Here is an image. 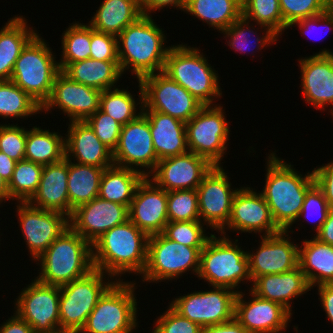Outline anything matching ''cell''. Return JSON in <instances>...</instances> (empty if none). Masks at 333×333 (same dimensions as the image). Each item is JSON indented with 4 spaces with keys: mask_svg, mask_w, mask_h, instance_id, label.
Instances as JSON below:
<instances>
[{
    "mask_svg": "<svg viewBox=\"0 0 333 333\" xmlns=\"http://www.w3.org/2000/svg\"><path fill=\"white\" fill-rule=\"evenodd\" d=\"M276 152L272 150L266 154L265 184L259 192L266 200L276 226L293 234L292 227L300 215L307 190L315 183L314 173L312 169L301 174Z\"/></svg>",
    "mask_w": 333,
    "mask_h": 333,
    "instance_id": "6da1fadb",
    "label": "cell"
},
{
    "mask_svg": "<svg viewBox=\"0 0 333 333\" xmlns=\"http://www.w3.org/2000/svg\"><path fill=\"white\" fill-rule=\"evenodd\" d=\"M165 30L152 16L142 15L117 36L118 60L122 74L127 71L133 79L162 72L172 47ZM134 74V75H133Z\"/></svg>",
    "mask_w": 333,
    "mask_h": 333,
    "instance_id": "7a4b0ae2",
    "label": "cell"
},
{
    "mask_svg": "<svg viewBox=\"0 0 333 333\" xmlns=\"http://www.w3.org/2000/svg\"><path fill=\"white\" fill-rule=\"evenodd\" d=\"M148 238L129 219L116 225L92 244L94 269L112 276L116 281L125 280L126 274L140 277L147 262Z\"/></svg>",
    "mask_w": 333,
    "mask_h": 333,
    "instance_id": "3957f363",
    "label": "cell"
},
{
    "mask_svg": "<svg viewBox=\"0 0 333 333\" xmlns=\"http://www.w3.org/2000/svg\"><path fill=\"white\" fill-rule=\"evenodd\" d=\"M35 262L39 266L35 279L43 284L60 287L82 278L94 269L92 245L69 227Z\"/></svg>",
    "mask_w": 333,
    "mask_h": 333,
    "instance_id": "277c9868",
    "label": "cell"
},
{
    "mask_svg": "<svg viewBox=\"0 0 333 333\" xmlns=\"http://www.w3.org/2000/svg\"><path fill=\"white\" fill-rule=\"evenodd\" d=\"M203 50L188 44L170 48L163 73L184 87L203 105H217L223 95L218 71L209 63Z\"/></svg>",
    "mask_w": 333,
    "mask_h": 333,
    "instance_id": "5b68a950",
    "label": "cell"
},
{
    "mask_svg": "<svg viewBox=\"0 0 333 333\" xmlns=\"http://www.w3.org/2000/svg\"><path fill=\"white\" fill-rule=\"evenodd\" d=\"M229 237L222 234L217 237L214 232L201 250L197 277L207 282L208 287H225L238 293L241 283L249 282L251 287L252 280L247 250L241 246L239 239Z\"/></svg>",
    "mask_w": 333,
    "mask_h": 333,
    "instance_id": "8992f818",
    "label": "cell"
},
{
    "mask_svg": "<svg viewBox=\"0 0 333 333\" xmlns=\"http://www.w3.org/2000/svg\"><path fill=\"white\" fill-rule=\"evenodd\" d=\"M136 284L133 280L116 281L98 300L79 333L135 332L140 327Z\"/></svg>",
    "mask_w": 333,
    "mask_h": 333,
    "instance_id": "52a82bcc",
    "label": "cell"
},
{
    "mask_svg": "<svg viewBox=\"0 0 333 333\" xmlns=\"http://www.w3.org/2000/svg\"><path fill=\"white\" fill-rule=\"evenodd\" d=\"M52 50L38 32L22 49L10 79L41 106L50 98L55 78L61 71Z\"/></svg>",
    "mask_w": 333,
    "mask_h": 333,
    "instance_id": "ba28073f",
    "label": "cell"
},
{
    "mask_svg": "<svg viewBox=\"0 0 333 333\" xmlns=\"http://www.w3.org/2000/svg\"><path fill=\"white\" fill-rule=\"evenodd\" d=\"M203 247H189L166 238L162 233L150 235L147 243V262L140 280L146 283H166L182 275L197 277ZM189 271H191L189 273Z\"/></svg>",
    "mask_w": 333,
    "mask_h": 333,
    "instance_id": "9c48e42d",
    "label": "cell"
},
{
    "mask_svg": "<svg viewBox=\"0 0 333 333\" xmlns=\"http://www.w3.org/2000/svg\"><path fill=\"white\" fill-rule=\"evenodd\" d=\"M115 282L112 276L93 269L82 278L60 286V332L79 333L98 300Z\"/></svg>",
    "mask_w": 333,
    "mask_h": 333,
    "instance_id": "30bf717a",
    "label": "cell"
},
{
    "mask_svg": "<svg viewBox=\"0 0 333 333\" xmlns=\"http://www.w3.org/2000/svg\"><path fill=\"white\" fill-rule=\"evenodd\" d=\"M226 117L221 103L204 105L186 123L188 150L206 158L213 166H222L221 162L228 153V141L232 133Z\"/></svg>",
    "mask_w": 333,
    "mask_h": 333,
    "instance_id": "8fae6325",
    "label": "cell"
},
{
    "mask_svg": "<svg viewBox=\"0 0 333 333\" xmlns=\"http://www.w3.org/2000/svg\"><path fill=\"white\" fill-rule=\"evenodd\" d=\"M143 111H158L187 123L204 106L165 73L142 77Z\"/></svg>",
    "mask_w": 333,
    "mask_h": 333,
    "instance_id": "7c38bea8",
    "label": "cell"
},
{
    "mask_svg": "<svg viewBox=\"0 0 333 333\" xmlns=\"http://www.w3.org/2000/svg\"><path fill=\"white\" fill-rule=\"evenodd\" d=\"M237 291L212 287L172 298L170 304L178 313L201 328L229 322L234 319Z\"/></svg>",
    "mask_w": 333,
    "mask_h": 333,
    "instance_id": "4fadbf2b",
    "label": "cell"
},
{
    "mask_svg": "<svg viewBox=\"0 0 333 333\" xmlns=\"http://www.w3.org/2000/svg\"><path fill=\"white\" fill-rule=\"evenodd\" d=\"M22 288L14 299L16 312L33 329L34 333L60 332V287L47 285L35 278Z\"/></svg>",
    "mask_w": 333,
    "mask_h": 333,
    "instance_id": "5bb4252c",
    "label": "cell"
},
{
    "mask_svg": "<svg viewBox=\"0 0 333 333\" xmlns=\"http://www.w3.org/2000/svg\"><path fill=\"white\" fill-rule=\"evenodd\" d=\"M18 228L28 253L35 261L51 243L70 227L69 216L52 210L37 208L28 202H15Z\"/></svg>",
    "mask_w": 333,
    "mask_h": 333,
    "instance_id": "9a60e30c",
    "label": "cell"
},
{
    "mask_svg": "<svg viewBox=\"0 0 333 333\" xmlns=\"http://www.w3.org/2000/svg\"><path fill=\"white\" fill-rule=\"evenodd\" d=\"M229 230L238 235L240 232L253 235L255 233L256 236L259 235L258 238L281 232L262 194L255 188L244 185L235 193L228 223L218 232V235L227 236Z\"/></svg>",
    "mask_w": 333,
    "mask_h": 333,
    "instance_id": "2e32d148",
    "label": "cell"
},
{
    "mask_svg": "<svg viewBox=\"0 0 333 333\" xmlns=\"http://www.w3.org/2000/svg\"><path fill=\"white\" fill-rule=\"evenodd\" d=\"M149 121L144 113L121 127L119 142L113 151L114 165L130 168L148 177L158 163Z\"/></svg>",
    "mask_w": 333,
    "mask_h": 333,
    "instance_id": "e0dca14e",
    "label": "cell"
},
{
    "mask_svg": "<svg viewBox=\"0 0 333 333\" xmlns=\"http://www.w3.org/2000/svg\"><path fill=\"white\" fill-rule=\"evenodd\" d=\"M222 166H213L196 189L200 221L218 233L230 218L232 201L239 188H234L228 171Z\"/></svg>",
    "mask_w": 333,
    "mask_h": 333,
    "instance_id": "ac0fdd59",
    "label": "cell"
},
{
    "mask_svg": "<svg viewBox=\"0 0 333 333\" xmlns=\"http://www.w3.org/2000/svg\"><path fill=\"white\" fill-rule=\"evenodd\" d=\"M300 68L302 97L316 110L327 111L333 118V51L322 49L297 59ZM332 107V108H331ZM327 108V109H326Z\"/></svg>",
    "mask_w": 333,
    "mask_h": 333,
    "instance_id": "d6986e66",
    "label": "cell"
},
{
    "mask_svg": "<svg viewBox=\"0 0 333 333\" xmlns=\"http://www.w3.org/2000/svg\"><path fill=\"white\" fill-rule=\"evenodd\" d=\"M101 92L75 82L60 71L55 78L51 96L42 106L40 115L43 112L48 115L52 110L59 109L69 122L86 121L99 109Z\"/></svg>",
    "mask_w": 333,
    "mask_h": 333,
    "instance_id": "ffe728a7",
    "label": "cell"
},
{
    "mask_svg": "<svg viewBox=\"0 0 333 333\" xmlns=\"http://www.w3.org/2000/svg\"><path fill=\"white\" fill-rule=\"evenodd\" d=\"M288 231L270 236H260L254 251H247L251 280L267 275L280 274L298 267L299 244L292 240Z\"/></svg>",
    "mask_w": 333,
    "mask_h": 333,
    "instance_id": "44dd1931",
    "label": "cell"
},
{
    "mask_svg": "<svg viewBox=\"0 0 333 333\" xmlns=\"http://www.w3.org/2000/svg\"><path fill=\"white\" fill-rule=\"evenodd\" d=\"M243 291L237 293L234 318L249 333H285L287 331L293 315L286 308L261 298L250 290H246L249 291V295Z\"/></svg>",
    "mask_w": 333,
    "mask_h": 333,
    "instance_id": "7402d4cb",
    "label": "cell"
},
{
    "mask_svg": "<svg viewBox=\"0 0 333 333\" xmlns=\"http://www.w3.org/2000/svg\"><path fill=\"white\" fill-rule=\"evenodd\" d=\"M212 167L206 158L188 151L159 160L148 178L167 192L196 190Z\"/></svg>",
    "mask_w": 333,
    "mask_h": 333,
    "instance_id": "603a6c76",
    "label": "cell"
},
{
    "mask_svg": "<svg viewBox=\"0 0 333 333\" xmlns=\"http://www.w3.org/2000/svg\"><path fill=\"white\" fill-rule=\"evenodd\" d=\"M129 219V207L96 197L73 210L70 227L91 245L106 231Z\"/></svg>",
    "mask_w": 333,
    "mask_h": 333,
    "instance_id": "cb8c5ba5",
    "label": "cell"
},
{
    "mask_svg": "<svg viewBox=\"0 0 333 333\" xmlns=\"http://www.w3.org/2000/svg\"><path fill=\"white\" fill-rule=\"evenodd\" d=\"M167 191L145 177L129 207V220L148 236L162 233L169 222Z\"/></svg>",
    "mask_w": 333,
    "mask_h": 333,
    "instance_id": "d4e9b609",
    "label": "cell"
},
{
    "mask_svg": "<svg viewBox=\"0 0 333 333\" xmlns=\"http://www.w3.org/2000/svg\"><path fill=\"white\" fill-rule=\"evenodd\" d=\"M65 135V157L82 165L108 168L114 165L113 152L95 135L86 121H72Z\"/></svg>",
    "mask_w": 333,
    "mask_h": 333,
    "instance_id": "484cf974",
    "label": "cell"
},
{
    "mask_svg": "<svg viewBox=\"0 0 333 333\" xmlns=\"http://www.w3.org/2000/svg\"><path fill=\"white\" fill-rule=\"evenodd\" d=\"M248 289L261 298L282 305L293 315L294 302L292 300L301 298L312 288L298 266L288 272L257 277Z\"/></svg>",
    "mask_w": 333,
    "mask_h": 333,
    "instance_id": "4316f807",
    "label": "cell"
},
{
    "mask_svg": "<svg viewBox=\"0 0 333 333\" xmlns=\"http://www.w3.org/2000/svg\"><path fill=\"white\" fill-rule=\"evenodd\" d=\"M68 169L69 160L66 157L60 162L43 166L38 189L28 203L69 216Z\"/></svg>",
    "mask_w": 333,
    "mask_h": 333,
    "instance_id": "83f0119b",
    "label": "cell"
},
{
    "mask_svg": "<svg viewBox=\"0 0 333 333\" xmlns=\"http://www.w3.org/2000/svg\"><path fill=\"white\" fill-rule=\"evenodd\" d=\"M146 115L154 150L158 160L188 152L186 123L158 111H143Z\"/></svg>",
    "mask_w": 333,
    "mask_h": 333,
    "instance_id": "f1b7e54d",
    "label": "cell"
},
{
    "mask_svg": "<svg viewBox=\"0 0 333 333\" xmlns=\"http://www.w3.org/2000/svg\"><path fill=\"white\" fill-rule=\"evenodd\" d=\"M19 15V16H18ZM21 14L8 18L0 28V80H10L22 49L38 33Z\"/></svg>",
    "mask_w": 333,
    "mask_h": 333,
    "instance_id": "f546056e",
    "label": "cell"
},
{
    "mask_svg": "<svg viewBox=\"0 0 333 333\" xmlns=\"http://www.w3.org/2000/svg\"><path fill=\"white\" fill-rule=\"evenodd\" d=\"M304 239L300 246L298 266L311 288L333 283V246L314 236ZM314 287V288H313Z\"/></svg>",
    "mask_w": 333,
    "mask_h": 333,
    "instance_id": "4dcf8cb0",
    "label": "cell"
},
{
    "mask_svg": "<svg viewBox=\"0 0 333 333\" xmlns=\"http://www.w3.org/2000/svg\"><path fill=\"white\" fill-rule=\"evenodd\" d=\"M88 24L98 32L118 36L142 11L140 0H102Z\"/></svg>",
    "mask_w": 333,
    "mask_h": 333,
    "instance_id": "1f68e13d",
    "label": "cell"
},
{
    "mask_svg": "<svg viewBox=\"0 0 333 333\" xmlns=\"http://www.w3.org/2000/svg\"><path fill=\"white\" fill-rule=\"evenodd\" d=\"M63 72L77 83L104 91L118 87L122 76L119 61H100L91 58L70 63Z\"/></svg>",
    "mask_w": 333,
    "mask_h": 333,
    "instance_id": "d6a6232c",
    "label": "cell"
},
{
    "mask_svg": "<svg viewBox=\"0 0 333 333\" xmlns=\"http://www.w3.org/2000/svg\"><path fill=\"white\" fill-rule=\"evenodd\" d=\"M255 27L257 28V30L255 29ZM258 31H260L258 33L259 35L257 34ZM221 34L223 35L222 37L226 39V46H229L230 49L240 54L244 52L248 53V51L250 53L252 51V57L256 52L259 53L260 50H263L264 47H270L273 44L277 45V41H279L278 36L269 28L258 25L254 22L252 23V21L247 20L243 16H241L237 21L232 23L227 29L222 31ZM254 49L257 50L254 51Z\"/></svg>",
    "mask_w": 333,
    "mask_h": 333,
    "instance_id": "836d02e7",
    "label": "cell"
},
{
    "mask_svg": "<svg viewBox=\"0 0 333 333\" xmlns=\"http://www.w3.org/2000/svg\"><path fill=\"white\" fill-rule=\"evenodd\" d=\"M184 13L221 33L242 16V0H188Z\"/></svg>",
    "mask_w": 333,
    "mask_h": 333,
    "instance_id": "e575fe53",
    "label": "cell"
},
{
    "mask_svg": "<svg viewBox=\"0 0 333 333\" xmlns=\"http://www.w3.org/2000/svg\"><path fill=\"white\" fill-rule=\"evenodd\" d=\"M53 131L51 132L49 127L42 129L37 125L26 128V160L45 166L65 158L64 133Z\"/></svg>",
    "mask_w": 333,
    "mask_h": 333,
    "instance_id": "d590c367",
    "label": "cell"
},
{
    "mask_svg": "<svg viewBox=\"0 0 333 333\" xmlns=\"http://www.w3.org/2000/svg\"><path fill=\"white\" fill-rule=\"evenodd\" d=\"M144 178L136 170L112 165L103 171L98 197L130 207L136 189Z\"/></svg>",
    "mask_w": 333,
    "mask_h": 333,
    "instance_id": "8d00e7d4",
    "label": "cell"
},
{
    "mask_svg": "<svg viewBox=\"0 0 333 333\" xmlns=\"http://www.w3.org/2000/svg\"><path fill=\"white\" fill-rule=\"evenodd\" d=\"M104 169L105 168L92 165H82L69 161V217L72 215L73 210L77 207L98 197Z\"/></svg>",
    "mask_w": 333,
    "mask_h": 333,
    "instance_id": "74e56055",
    "label": "cell"
},
{
    "mask_svg": "<svg viewBox=\"0 0 333 333\" xmlns=\"http://www.w3.org/2000/svg\"><path fill=\"white\" fill-rule=\"evenodd\" d=\"M138 83V98L133 95L128 89L118 87L107 89L101 92L99 109L110 115L113 119L119 122L122 126L137 118L143 113V89L139 80ZM129 90V91H128Z\"/></svg>",
    "mask_w": 333,
    "mask_h": 333,
    "instance_id": "f35d334b",
    "label": "cell"
},
{
    "mask_svg": "<svg viewBox=\"0 0 333 333\" xmlns=\"http://www.w3.org/2000/svg\"><path fill=\"white\" fill-rule=\"evenodd\" d=\"M42 112V106L12 80H0V118L28 120Z\"/></svg>",
    "mask_w": 333,
    "mask_h": 333,
    "instance_id": "ab89813d",
    "label": "cell"
},
{
    "mask_svg": "<svg viewBox=\"0 0 333 333\" xmlns=\"http://www.w3.org/2000/svg\"><path fill=\"white\" fill-rule=\"evenodd\" d=\"M69 24L61 36V59L58 60L61 71L70 63L90 58L91 26L79 21Z\"/></svg>",
    "mask_w": 333,
    "mask_h": 333,
    "instance_id": "60d3db41",
    "label": "cell"
},
{
    "mask_svg": "<svg viewBox=\"0 0 333 333\" xmlns=\"http://www.w3.org/2000/svg\"><path fill=\"white\" fill-rule=\"evenodd\" d=\"M43 165L26 159L16 162L8 183V201L28 202L40 184Z\"/></svg>",
    "mask_w": 333,
    "mask_h": 333,
    "instance_id": "b9f144b4",
    "label": "cell"
},
{
    "mask_svg": "<svg viewBox=\"0 0 333 333\" xmlns=\"http://www.w3.org/2000/svg\"><path fill=\"white\" fill-rule=\"evenodd\" d=\"M242 16L269 28L279 38L289 29L283 22L279 0H242Z\"/></svg>",
    "mask_w": 333,
    "mask_h": 333,
    "instance_id": "7bdbcfd3",
    "label": "cell"
},
{
    "mask_svg": "<svg viewBox=\"0 0 333 333\" xmlns=\"http://www.w3.org/2000/svg\"><path fill=\"white\" fill-rule=\"evenodd\" d=\"M207 229L208 226L201 221H177L168 222L162 234L185 246L204 247L214 234L206 232Z\"/></svg>",
    "mask_w": 333,
    "mask_h": 333,
    "instance_id": "ee69618b",
    "label": "cell"
},
{
    "mask_svg": "<svg viewBox=\"0 0 333 333\" xmlns=\"http://www.w3.org/2000/svg\"><path fill=\"white\" fill-rule=\"evenodd\" d=\"M169 222L200 221L198 194L196 190L167 192Z\"/></svg>",
    "mask_w": 333,
    "mask_h": 333,
    "instance_id": "f6af8a7d",
    "label": "cell"
},
{
    "mask_svg": "<svg viewBox=\"0 0 333 333\" xmlns=\"http://www.w3.org/2000/svg\"><path fill=\"white\" fill-rule=\"evenodd\" d=\"M330 209L331 208L325 199V195L322 189L316 183H314L307 190L300 215L296 221L297 223L295 224H298V222H301V220L303 221L300 224L304 223L305 220L307 223L309 222L308 220H312V222H314L313 224L316 223V226L312 227L314 229L312 231H315L314 233L316 234L322 227L323 223L326 221Z\"/></svg>",
    "mask_w": 333,
    "mask_h": 333,
    "instance_id": "bcb514c9",
    "label": "cell"
},
{
    "mask_svg": "<svg viewBox=\"0 0 333 333\" xmlns=\"http://www.w3.org/2000/svg\"><path fill=\"white\" fill-rule=\"evenodd\" d=\"M284 24L289 28L294 22L326 12L329 0H279Z\"/></svg>",
    "mask_w": 333,
    "mask_h": 333,
    "instance_id": "7dc6e473",
    "label": "cell"
},
{
    "mask_svg": "<svg viewBox=\"0 0 333 333\" xmlns=\"http://www.w3.org/2000/svg\"><path fill=\"white\" fill-rule=\"evenodd\" d=\"M15 124L0 123V151L18 162L25 159L26 127Z\"/></svg>",
    "mask_w": 333,
    "mask_h": 333,
    "instance_id": "c3c4849f",
    "label": "cell"
},
{
    "mask_svg": "<svg viewBox=\"0 0 333 333\" xmlns=\"http://www.w3.org/2000/svg\"><path fill=\"white\" fill-rule=\"evenodd\" d=\"M151 333H201L202 328L178 313L170 304L154 320Z\"/></svg>",
    "mask_w": 333,
    "mask_h": 333,
    "instance_id": "681fc988",
    "label": "cell"
},
{
    "mask_svg": "<svg viewBox=\"0 0 333 333\" xmlns=\"http://www.w3.org/2000/svg\"><path fill=\"white\" fill-rule=\"evenodd\" d=\"M86 122L99 140L113 152L118 145L122 125L100 109Z\"/></svg>",
    "mask_w": 333,
    "mask_h": 333,
    "instance_id": "f907efd6",
    "label": "cell"
},
{
    "mask_svg": "<svg viewBox=\"0 0 333 333\" xmlns=\"http://www.w3.org/2000/svg\"><path fill=\"white\" fill-rule=\"evenodd\" d=\"M90 58L100 61H119L117 37L98 32L91 27Z\"/></svg>",
    "mask_w": 333,
    "mask_h": 333,
    "instance_id": "816d5d0a",
    "label": "cell"
},
{
    "mask_svg": "<svg viewBox=\"0 0 333 333\" xmlns=\"http://www.w3.org/2000/svg\"><path fill=\"white\" fill-rule=\"evenodd\" d=\"M295 26H297L298 29L301 30L300 32L302 35H306L307 38H309V37L311 38V36H312V38L314 40L315 37H313V36H316L315 31L317 32L319 30V28L322 26H323L322 28L326 29L327 33L325 32V34H328L329 31L333 32L332 31L333 30V10H331L329 8L326 12L321 13L319 15L307 17L305 19L296 21L289 28L291 29L292 27H295ZM317 26H318V29L316 30ZM323 31H325V30H323ZM319 34H320V32H319ZM324 36H326V35H324ZM324 36H322L323 37L322 39H324ZM317 37L318 36H316V39H315L316 41L318 40ZM319 38L321 39V36Z\"/></svg>",
    "mask_w": 333,
    "mask_h": 333,
    "instance_id": "f5cc1de1",
    "label": "cell"
},
{
    "mask_svg": "<svg viewBox=\"0 0 333 333\" xmlns=\"http://www.w3.org/2000/svg\"><path fill=\"white\" fill-rule=\"evenodd\" d=\"M315 183L322 189L330 208H333V160L313 168Z\"/></svg>",
    "mask_w": 333,
    "mask_h": 333,
    "instance_id": "db71d44e",
    "label": "cell"
},
{
    "mask_svg": "<svg viewBox=\"0 0 333 333\" xmlns=\"http://www.w3.org/2000/svg\"><path fill=\"white\" fill-rule=\"evenodd\" d=\"M188 0H140V7L143 15L153 16L151 13H155L158 10L165 11V7L168 9L176 8L181 12H184Z\"/></svg>",
    "mask_w": 333,
    "mask_h": 333,
    "instance_id": "11a10c76",
    "label": "cell"
},
{
    "mask_svg": "<svg viewBox=\"0 0 333 333\" xmlns=\"http://www.w3.org/2000/svg\"><path fill=\"white\" fill-rule=\"evenodd\" d=\"M316 290H318L317 294L318 301L320 302L323 311H325V318H327L328 322H331L333 326V283L332 284H321L318 285ZM330 320V321H329Z\"/></svg>",
    "mask_w": 333,
    "mask_h": 333,
    "instance_id": "9f6ffc18",
    "label": "cell"
},
{
    "mask_svg": "<svg viewBox=\"0 0 333 333\" xmlns=\"http://www.w3.org/2000/svg\"><path fill=\"white\" fill-rule=\"evenodd\" d=\"M0 324V333H34L32 327L16 312Z\"/></svg>",
    "mask_w": 333,
    "mask_h": 333,
    "instance_id": "6f0895ef",
    "label": "cell"
},
{
    "mask_svg": "<svg viewBox=\"0 0 333 333\" xmlns=\"http://www.w3.org/2000/svg\"><path fill=\"white\" fill-rule=\"evenodd\" d=\"M201 333H249L235 318L229 322L202 328Z\"/></svg>",
    "mask_w": 333,
    "mask_h": 333,
    "instance_id": "680465c9",
    "label": "cell"
},
{
    "mask_svg": "<svg viewBox=\"0 0 333 333\" xmlns=\"http://www.w3.org/2000/svg\"><path fill=\"white\" fill-rule=\"evenodd\" d=\"M312 235L319 241L333 246V208L329 210L326 221L323 223L320 230Z\"/></svg>",
    "mask_w": 333,
    "mask_h": 333,
    "instance_id": "91938a15",
    "label": "cell"
},
{
    "mask_svg": "<svg viewBox=\"0 0 333 333\" xmlns=\"http://www.w3.org/2000/svg\"><path fill=\"white\" fill-rule=\"evenodd\" d=\"M16 162L17 161L0 151V176L7 184L12 178Z\"/></svg>",
    "mask_w": 333,
    "mask_h": 333,
    "instance_id": "94428289",
    "label": "cell"
},
{
    "mask_svg": "<svg viewBox=\"0 0 333 333\" xmlns=\"http://www.w3.org/2000/svg\"><path fill=\"white\" fill-rule=\"evenodd\" d=\"M8 201V184L0 176V207Z\"/></svg>",
    "mask_w": 333,
    "mask_h": 333,
    "instance_id": "6125c7cd",
    "label": "cell"
},
{
    "mask_svg": "<svg viewBox=\"0 0 333 333\" xmlns=\"http://www.w3.org/2000/svg\"><path fill=\"white\" fill-rule=\"evenodd\" d=\"M329 8L333 10V0H329Z\"/></svg>",
    "mask_w": 333,
    "mask_h": 333,
    "instance_id": "be15d7a7",
    "label": "cell"
}]
</instances>
